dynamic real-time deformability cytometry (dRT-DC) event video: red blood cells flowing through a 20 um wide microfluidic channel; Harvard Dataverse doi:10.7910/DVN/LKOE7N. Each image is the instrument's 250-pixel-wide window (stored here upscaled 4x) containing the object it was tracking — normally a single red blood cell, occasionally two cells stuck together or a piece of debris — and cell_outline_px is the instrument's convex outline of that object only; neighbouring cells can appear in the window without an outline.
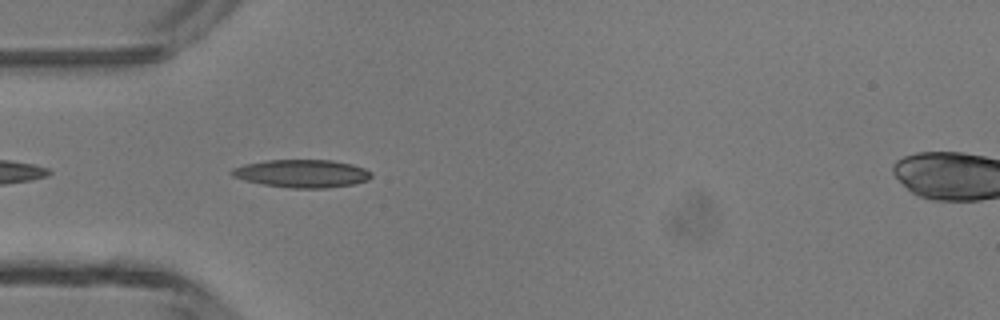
{"species": "common noctule bat (a hibernating species)", "species_latin": "Nyctalus noctula", "temperature_condition": "room temperature", "stored_images_in_passage": 29, "camera_frame_rate_fps": 3000, "um_per_image_px": 0.085, "animal": {"sex": "male", "body_mass_g": 13.3}, "frame": {"image": 1, "passage_image": 2, "time_ms": 0.333, "image_size_px": [1000, 320], "cell_outline_px": [[372, 176], [368, 180], [356, 184], [328, 188], [292, 188], [264, 184], [244, 180], [232, 176], [228, 172], [232, 168], [244, 164], [264, 160], [332, 160], [352, 164], [364, 168], [372, 172]], "centroid_in_image_um": [25.67, 14.75], "position_along_channel_um": 59.3, "area_um2": 22.89}}
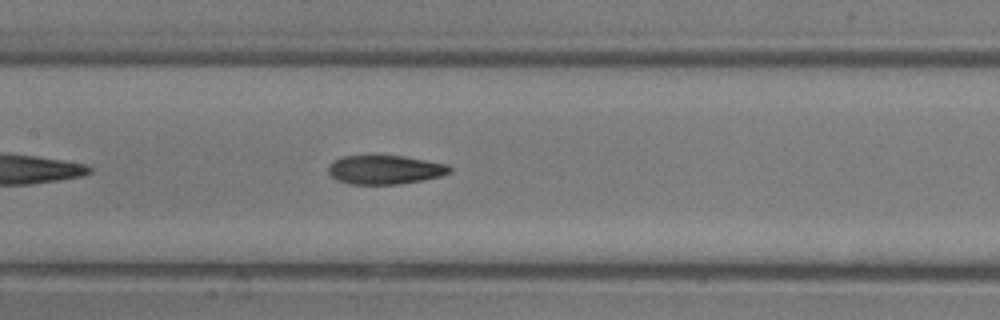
{"frame": {"image": 2, "passage_image": 10, "time_ms": 3.0, "image_size_px": [1000, 320], "cell_outline_px": [[452, 172], [440, 176], [424, 180], [400, 184], [348, 184], [336, 180], [328, 172], [328, 164], [332, 160], [340, 156], [368, 152], [372, 152], [404, 156], [448, 164], [452, 168]], "centroid_in_image_um": [32.66, 14.37], "position_along_channel_um": 174.7, "area_um2": 21.68}}
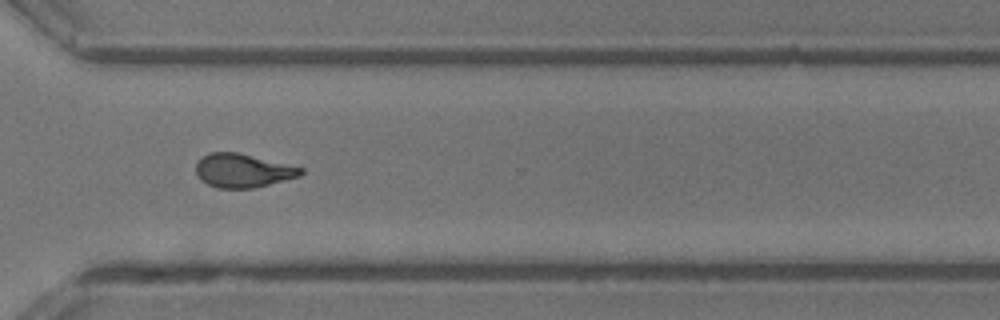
{"frame": {"image": 3, "passage_image": 22, "time_ms": 7.0, "image_size_px": [1000, 320], "cell_outline_px": [[304, 172], [300, 176], [252, 188], [220, 188], [208, 184], [200, 180], [196, 172], [196, 164], [208, 152], [240, 152], [304, 168]], "centroid_in_image_um": [20.65, 14.48], "position_along_channel_um": 350.0, "area_um2": 20.52}, "authors_computed_cell_mechanics": {"area_um2": 20.8658, "velocity_mm_per_s": 4.3992, "shape_relaxation_time_tau1_ms": 5.6135, "shape_relaxation_time_tau2_ms": 1.4741, "deformation_change_tau1": 0.1869, "deformation_change_tau2": 0.089}}